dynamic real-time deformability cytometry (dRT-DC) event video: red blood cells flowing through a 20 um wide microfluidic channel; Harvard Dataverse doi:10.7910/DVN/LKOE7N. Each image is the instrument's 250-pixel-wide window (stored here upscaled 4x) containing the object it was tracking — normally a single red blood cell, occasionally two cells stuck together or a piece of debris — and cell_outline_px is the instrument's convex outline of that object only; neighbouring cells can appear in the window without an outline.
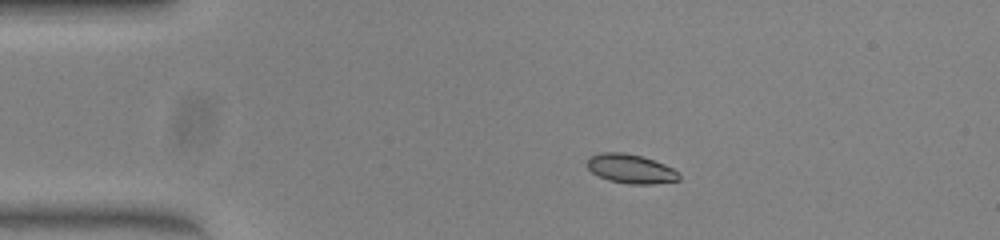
{"species": "common noctule bat (a hibernating species)", "species_latin": "Nyctalus noctula", "temperature_condition": "warm", "stored_images_in_passage": 42, "camera_frame_rate_fps": 3000, "um_per_image_px": 0.085, "animal": {"sex": "female", "body_mass_g": 23.0, "forearm_length_mm": 53.4}, "frame": {"image": 1, "passage_image": 1, "time_ms": 0.0, "image_size_px": [1000, 240], "cell_outline_px": [[680, 180], [652, 184], [628, 184], [608, 180], [592, 172], [588, 168], [588, 156], [600, 152], [624, 152], [640, 156], [664, 164], [672, 168], [680, 176]], "centroid_in_image_um": [53.58, 14.34], "position_along_channel_um": 31.4, "area_um2": 15.49}}
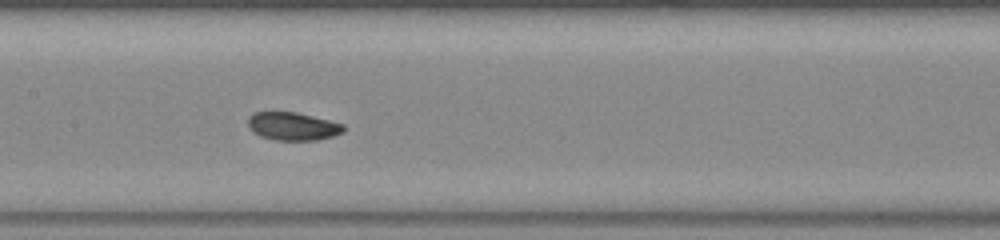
{"frame": {"image": 2, "passage_image": 16, "time_ms": 5.0, "image_size_px": [1000, 240], "cell_outline_px": [[344, 132], [332, 136], [316, 140], [276, 140], [260, 136], [252, 132], [248, 124], [248, 116], [252, 112], [296, 112], [344, 124]], "centroid_in_image_um": [24.85, 10.73], "position_along_channel_um": 182.5, "area_um2": 15.61}}
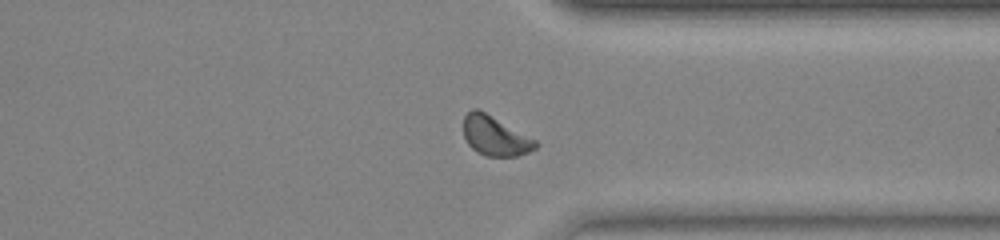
{"frame": {"image": 3, "passage_image": 30, "time_ms": 9.667, "image_size_px": [1000, 240], "cell_outline_px": [[540, 144], [536, 148], [528, 152], [516, 156], [484, 156], [476, 152], [468, 144], [464, 136], [464, 116], [472, 108], [476, 108], [484, 112], [536, 140]], "centroid_in_image_um": [42.07, 11.57], "position_along_channel_um": 369.3, "area_um2": 16.42}, "authors_computed_cell_mechanics": {"area_um2": 16.1551, "velocity_mm_per_s": 4.0323, "shape_relaxation_time_tau1_ms": 3.0966, "shape_relaxation_time_tau2_ms": 7.8077, "deformation_change_tau1": 0.1195, "deformation_change_tau2": 0.1102}}